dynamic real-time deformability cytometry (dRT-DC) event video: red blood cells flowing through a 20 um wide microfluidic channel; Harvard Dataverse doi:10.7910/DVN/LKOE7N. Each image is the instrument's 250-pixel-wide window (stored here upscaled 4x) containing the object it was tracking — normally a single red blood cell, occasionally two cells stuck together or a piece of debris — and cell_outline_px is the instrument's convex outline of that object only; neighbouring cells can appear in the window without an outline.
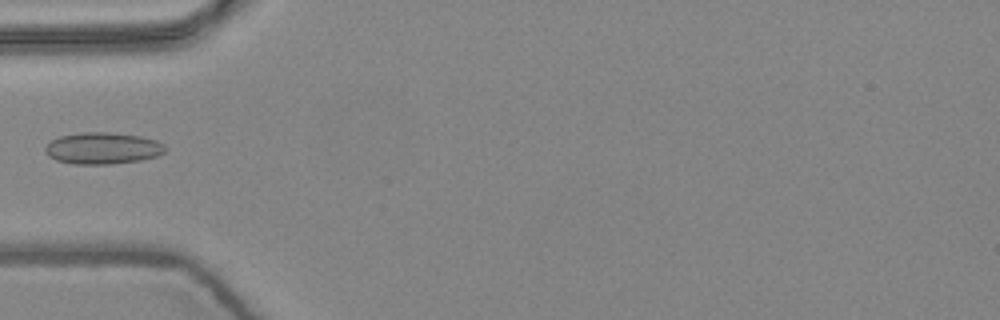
{"species": "common noctule bat (a hibernating species)", "species_latin": "Nyctalus noctula", "temperature_condition": "warm", "stored_images_in_passage": 5, "camera_frame_rate_fps": 3000, "um_per_image_px": 0.085, "animal": {"sex": "female", "body_mass_g": 24.6, "forearm_length_mm": 56.2}, "frame": {"image": 1, "passage_image": 5, "time_ms": 1.333, "image_size_px": [1000, 320], "cell_outline_px": [[164, 152], [156, 156], [140, 160], [112, 164], [72, 164], [56, 160], [48, 156], [44, 148], [52, 140], [60, 136], [80, 132], [108, 132], [140, 136], [156, 140], [164, 144]], "centroid_in_image_um": [8.71, 12.6], "position_along_channel_um": 76.3, "area_um2": 22.08}}